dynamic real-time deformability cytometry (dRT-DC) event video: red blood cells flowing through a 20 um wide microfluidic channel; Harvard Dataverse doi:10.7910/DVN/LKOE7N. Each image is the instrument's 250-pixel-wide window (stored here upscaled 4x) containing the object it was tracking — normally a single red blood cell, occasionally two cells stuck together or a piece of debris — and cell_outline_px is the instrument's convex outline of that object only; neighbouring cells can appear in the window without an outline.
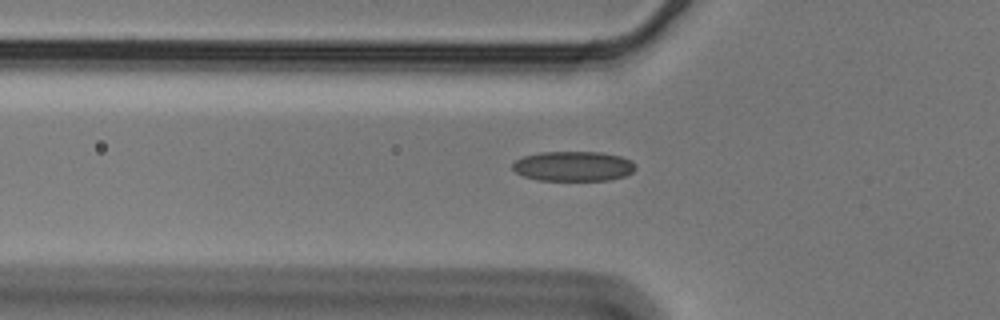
{"species": "Egyptian fruit bat (a non-hibernating species)", "species_latin": "Rousettus aegyptiacus", "temperature_condition": "cold", "stored_images_in_passage": 41, "camera_frame_rate_fps": 3000, "um_per_image_px": 0.085, "animal": {"sex": "male"}, "frame": {"image": 1, "passage_image": 8, "time_ms": 2.333, "image_size_px": [1000, 320], "cell_outline_px": [[636, 168], [632, 172], [624, 176], [608, 180], [540, 180], [524, 176], [516, 172], [512, 168], [512, 164], [516, 160], [524, 156], [540, 152], [600, 152], [620, 156], [632, 160], [636, 164]], "centroid_in_image_um": [48.75, 14.12], "position_along_channel_um": 77.0, "area_um2": 21.39}}
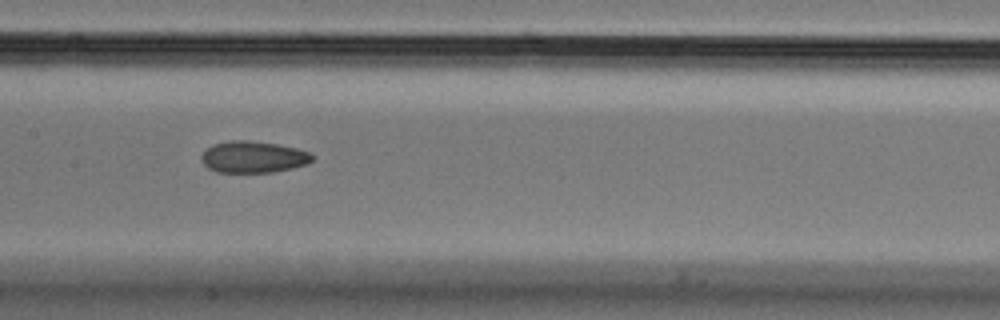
{"frame": {"image": 2, "passage_image": 17, "time_ms": 5.333, "image_size_px": [1000, 320], "cell_outline_px": [[312, 160], [308, 164], [292, 168], [272, 172], [216, 172], [208, 168], [200, 160], [200, 156], [212, 144], [228, 140], [248, 140], [276, 144], [296, 148], [312, 152]], "centroid_in_image_um": [21.51, 13.34], "position_along_channel_um": 185.9, "area_um2": 20.52}}
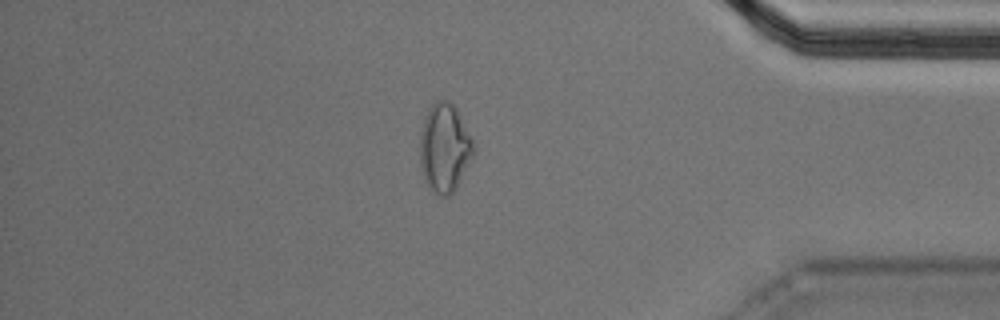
{"frame": {"image": 3, "passage_image": 37, "time_ms": 12.0, "image_size_px": [1000, 320], "cell_outline_px": [[476, 152], [456, 188], [448, 196], [440, 196], [432, 192], [428, 188], [424, 180], [420, 164], [420, 132], [424, 120], [432, 104], [436, 100], [448, 100], [456, 108], [476, 148]], "centroid_in_image_um": [37.79, 12.61], "position_along_channel_um": 397.4, "area_um2": 27.74}, "authors_computed_cell_mechanics": {"area_um2": 20.9236, "velocity_mm_per_s": 3.5894, "shape_relaxation_time_tau1_ms": null, "shape_relaxation_time_tau2_ms": 3.5643, "deformation_change_tau1": null, "deformation_change_tau2": 0.0904}}